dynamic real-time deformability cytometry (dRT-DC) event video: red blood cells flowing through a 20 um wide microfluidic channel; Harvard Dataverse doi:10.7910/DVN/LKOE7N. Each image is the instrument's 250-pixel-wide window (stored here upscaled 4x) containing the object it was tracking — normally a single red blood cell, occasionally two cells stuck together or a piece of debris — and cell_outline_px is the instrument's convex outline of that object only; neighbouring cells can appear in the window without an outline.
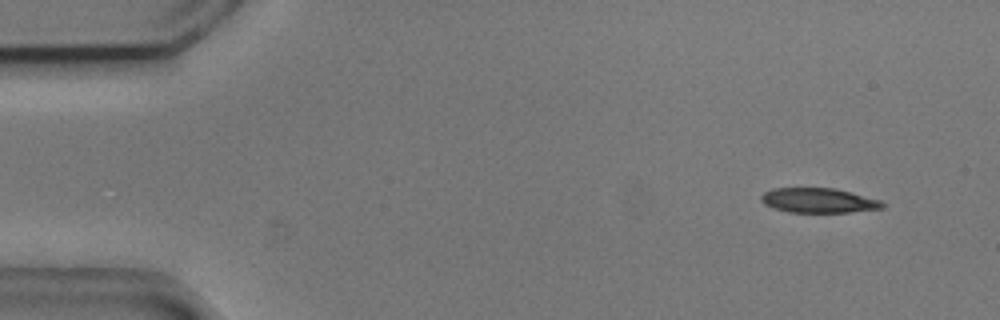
{"species": "common noctule bat (a hibernating species)", "species_latin": "Nyctalus noctula", "temperature_condition": "cold", "stored_images_in_passage": 6, "camera_frame_rate_fps": 3000, "um_per_image_px": 0.085, "animal": {"sex": "male", "body_mass_g": 20.5, "forearm_length_mm": 52.5}, "frame": {"image": 1, "passage_image": 1, "time_ms": 0.0, "image_size_px": [1000, 320], "cell_outline_px": [[884, 208], [848, 212], [788, 212], [764, 204], [760, 200], [760, 196], [764, 192], [772, 188], [832, 188], [880, 200], [884, 204]], "centroid_in_image_um": [69.53, 17.04], "position_along_channel_um": 15.5, "area_um2": 17.22}}
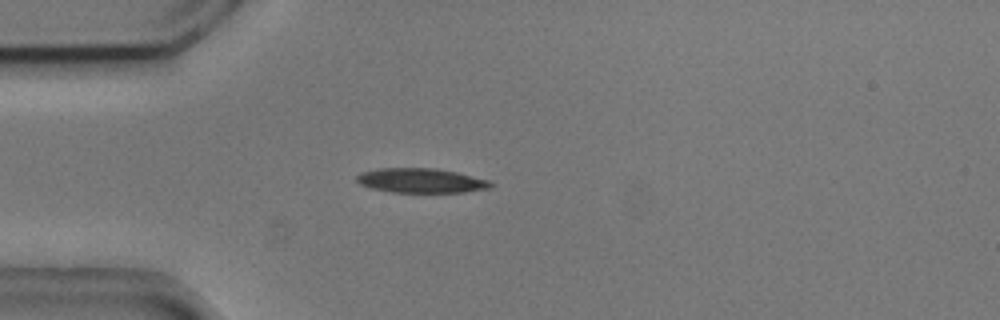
{"frame": {"image": 2, "passage_image": 4, "time_ms": 1.0, "image_size_px": [1000, 320], "cell_outline_px": [[496, 184], [492, 188], [464, 192], [392, 192], [372, 188], [360, 184], [356, 180], [356, 176], [360, 172], [380, 168], [436, 168], [456, 172], [488, 180]], "centroid_in_image_um": [35.81, 15.35], "position_along_channel_um": 49.2, "area_um2": 19.19}}